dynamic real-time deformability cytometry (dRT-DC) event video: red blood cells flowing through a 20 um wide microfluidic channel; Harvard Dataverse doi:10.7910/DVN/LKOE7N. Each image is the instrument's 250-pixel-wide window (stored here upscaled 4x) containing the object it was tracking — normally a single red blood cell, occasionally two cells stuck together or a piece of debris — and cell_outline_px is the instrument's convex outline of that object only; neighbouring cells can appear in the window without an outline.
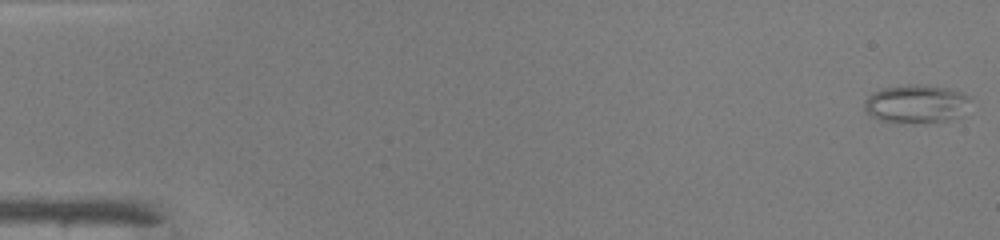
{"species": "common noctule bat (a hibernating species)", "species_latin": "Nyctalus noctula", "temperature_condition": "warm", "stored_images_in_passage": 48, "camera_frame_rate_fps": 3000, "um_per_image_px": 0.085, "animal": {"sex": "male", "body_mass_g": 19.0, "forearm_length_mm": 50.8}, "frame": {"image": 1, "passage_image": 1, "time_ms": 0.0, "image_size_px": [1000, 240], "cell_outline_px": [[968, 96], [964, 116], [948, 120], [880, 120], [872, 116], [864, 108], [864, 100], [868, 96], [884, 88], [908, 84], [920, 84], [948, 88], [960, 92]], "centroid_in_image_um": [77.88, 8.78], "position_along_channel_um": 7.1, "area_um2": 22.66}}
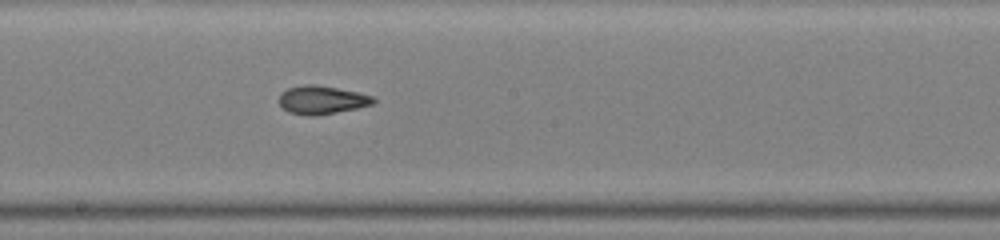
{"frame": {"image": 2, "passage_image": 27, "time_ms": 8.667, "image_size_px": [1000, 240], "cell_outline_px": [[376, 100], [372, 104], [356, 108], [320, 116], [308, 116], [288, 112], [280, 104], [280, 92], [288, 88], [304, 84], [316, 84], [356, 92], [372, 96]], "centroid_in_image_um": [27.32, 8.5], "position_along_channel_um": 220.9, "area_um2": 15.55}}
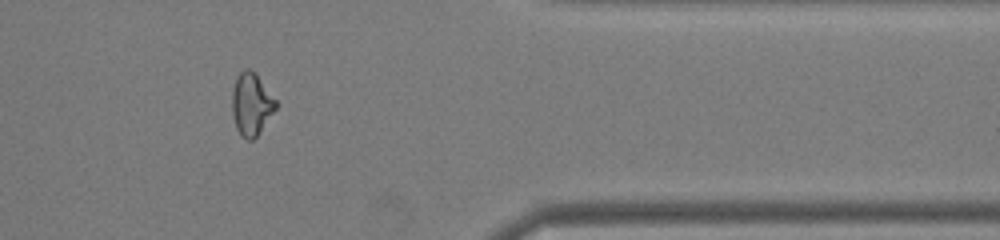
{"frame": {"image": 3, "passage_image": 40, "time_ms": 13.0, "image_size_px": [1000, 240], "cell_outline_px": [[276, 108], [260, 132], [252, 140], [248, 140], [240, 136], [236, 128], [232, 116], [232, 92], [236, 76], [244, 68], [248, 68], [256, 72], [276, 100]], "centroid_in_image_um": [21.35, 8.84], "position_along_channel_um": 390.1, "area_um2": 16.07}, "authors_computed_cell_mechanics": {"area_um2": 16.5597, "velocity_mm_per_s": 4.2794, "shape_relaxation_time_tau1_ms": null, "shape_relaxation_time_tau2_ms": 1.9061, "deformation_change_tau1": null, "deformation_change_tau2": 0.087}}